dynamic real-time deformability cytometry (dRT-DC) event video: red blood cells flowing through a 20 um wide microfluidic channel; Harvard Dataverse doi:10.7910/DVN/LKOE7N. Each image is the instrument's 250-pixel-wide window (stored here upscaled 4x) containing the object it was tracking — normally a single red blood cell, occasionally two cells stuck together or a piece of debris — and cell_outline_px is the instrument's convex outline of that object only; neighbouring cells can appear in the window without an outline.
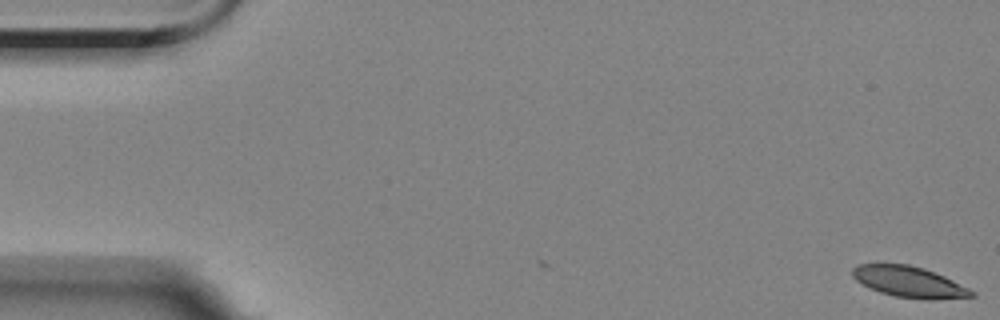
{"species": "Egyptian fruit bat (a non-hibernating species)", "species_latin": "Rousettus aegyptiacus", "temperature_condition": "room temperature", "stored_images_in_passage": 3, "camera_frame_rate_fps": 3000, "um_per_image_px": 0.085, "animal": {"sex": "female"}, "frame": {"image": 1, "passage_image": 1, "time_ms": 0.0, "image_size_px": [1000, 320], "cell_outline_px": [[976, 296], [932, 300], [928, 300], [896, 296], [880, 292], [856, 280], [852, 276], [852, 268], [856, 264], [880, 260], [908, 264], [924, 268], [944, 276], [976, 292]], "centroid_in_image_um": [77.21, 23.9], "position_along_channel_um": 7.8, "area_um2": 22.08}}